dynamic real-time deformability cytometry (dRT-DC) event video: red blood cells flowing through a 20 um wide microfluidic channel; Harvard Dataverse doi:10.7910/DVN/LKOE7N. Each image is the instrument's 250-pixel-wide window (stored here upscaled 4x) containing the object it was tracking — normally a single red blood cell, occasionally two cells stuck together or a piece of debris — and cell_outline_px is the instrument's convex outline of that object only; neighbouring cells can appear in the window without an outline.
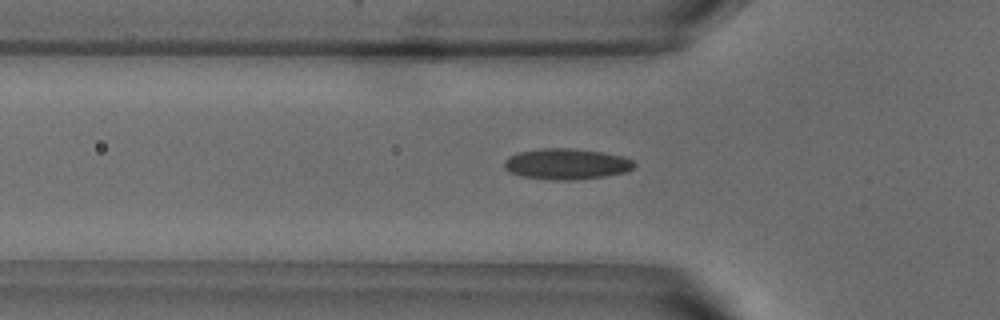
{"species": "common noctule bat (a hibernating species)", "species_latin": "Nyctalus noctula", "temperature_condition": "warm", "stored_images_in_passage": 37, "camera_frame_rate_fps": 3000, "um_per_image_px": 0.085, "animal": {"sex": "male", "body_mass_g": 18.8}, "frame": {"image": 1, "passage_image": 8, "time_ms": 2.333, "image_size_px": [1000, 320], "cell_outline_px": [[636, 164], [628, 172], [604, 176], [572, 180], [548, 180], [524, 176], [508, 172], [504, 168], [504, 160], [508, 156], [520, 152], [540, 148], [572, 148], [600, 152], [624, 156], [632, 160]], "centroid_in_image_um": [48.14, 13.94], "position_along_channel_um": 77.7, "area_um2": 23.47}}
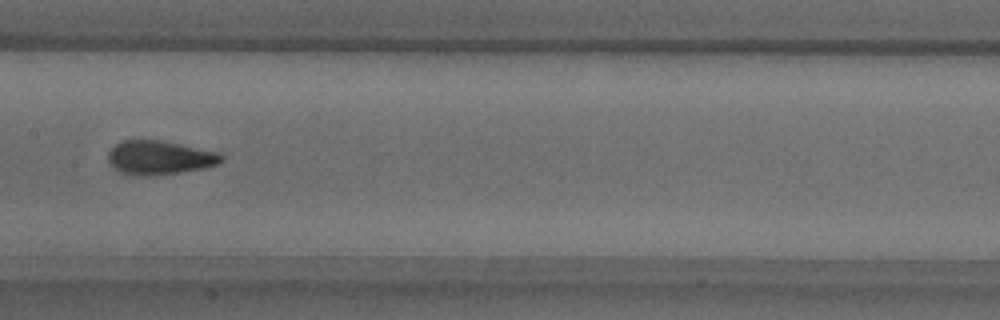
{"frame": {"image": 2, "passage_image": 17, "time_ms": 5.333, "image_size_px": [1000, 320], "cell_outline_px": [[224, 160], [216, 164], [204, 168], [180, 172], [148, 176], [132, 176], [120, 172], [112, 168], [108, 164], [108, 152], [116, 144], [124, 140], [160, 140], [220, 152], [224, 156]], "centroid_in_image_um": [13.54, 13.41], "position_along_channel_um": 193.9, "area_um2": 22.6}}
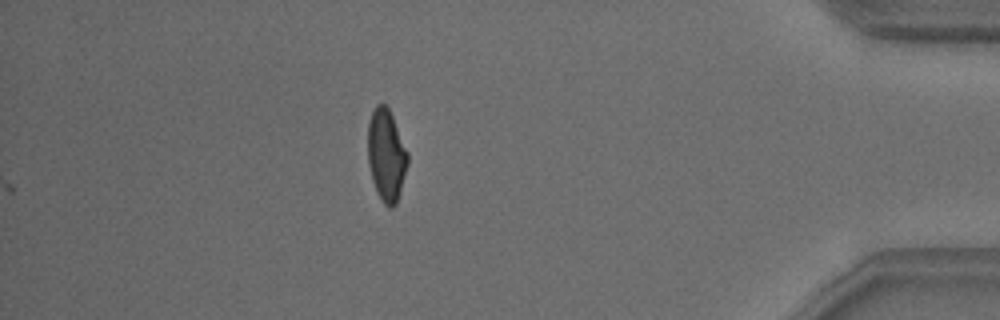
{"frame": {"image": 3, "passage_image": 37, "time_ms": 12.0, "image_size_px": [1000, 320], "cell_outline_px": [[408, 164], [396, 204], [392, 208], [388, 208], [380, 200], [376, 192], [372, 180], [368, 164], [368, 124], [372, 112], [376, 104], [384, 104], [388, 108], [392, 116], [408, 152]], "centroid_in_image_um": [32.83, 13.22], "position_along_channel_um": 402.4, "area_um2": 21.39}, "authors_computed_cell_mechanics": {"area_um2": 21.7328, "velocity_mm_per_s": 3.8279, "shape_relaxation_time_tau1_ms": 4.6828, "shape_relaxation_time_tau2_ms": 1.2235, "deformation_change_tau1": 0.1526, "deformation_change_tau2": 0.0756}}